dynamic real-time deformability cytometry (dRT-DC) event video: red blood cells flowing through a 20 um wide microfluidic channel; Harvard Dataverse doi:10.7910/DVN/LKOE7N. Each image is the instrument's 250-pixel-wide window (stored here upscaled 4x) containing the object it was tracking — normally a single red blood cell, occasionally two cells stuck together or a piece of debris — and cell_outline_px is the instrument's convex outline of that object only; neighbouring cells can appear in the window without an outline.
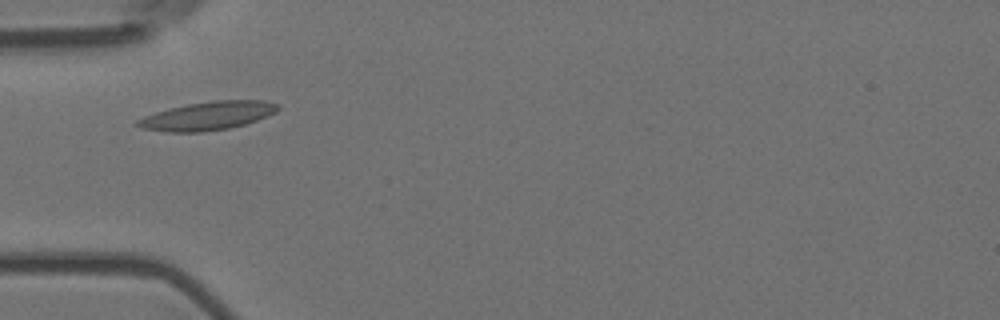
{"species": "Egyptian fruit bat (a non-hibernating species)", "species_latin": "Rousettus aegyptiacus", "temperature_condition": "room temperature", "stored_images_in_passage": 12, "camera_frame_rate_fps": 3000, "um_per_image_px": 0.085, "animal": {"sex": "female"}, "frame": {"image": 1, "passage_image": 2, "time_ms": 0.333, "image_size_px": [1000, 320], "cell_outline_px": [[280, 108], [276, 112], [268, 116], [244, 124], [228, 128], [200, 132], [168, 132], [140, 128], [132, 124], [136, 120], [144, 116], [156, 112], [188, 104], [212, 100], [264, 100], [280, 104]], "centroid_in_image_um": [17.65, 9.84], "position_along_channel_um": 67.4, "area_um2": 23.29}}
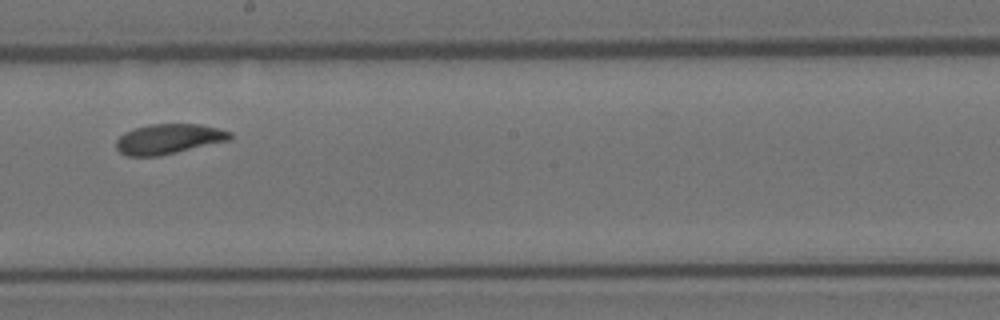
{"frame": {"image": 2, "passage_image": 6, "time_ms": 1.667, "image_size_px": [1000, 320], "cell_outline_px": [[232, 136], [228, 140], [160, 156], [128, 156], [120, 152], [116, 148], [116, 140], [124, 132], [148, 124], [200, 124], [232, 132]], "centroid_in_image_um": [14.3, 11.81], "position_along_channel_um": 233.9, "area_um2": 19.77}}
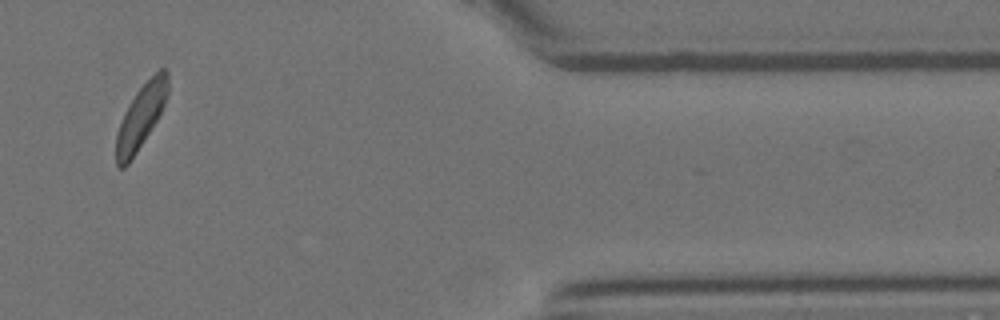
{"frame": {"image": 3, "passage_image": 11, "time_ms": 3.333, "image_size_px": [1000, 320], "cell_outline_px": [[168, 92], [164, 104], [156, 120], [136, 152], [128, 164], [124, 168], [120, 168], [116, 164], [116, 136], [124, 112], [128, 104], [136, 92], [160, 68], [164, 68], [168, 72]], "centroid_in_image_um": [11.96, 9.9], "position_along_channel_um": 399.4, "area_um2": 18.73}}